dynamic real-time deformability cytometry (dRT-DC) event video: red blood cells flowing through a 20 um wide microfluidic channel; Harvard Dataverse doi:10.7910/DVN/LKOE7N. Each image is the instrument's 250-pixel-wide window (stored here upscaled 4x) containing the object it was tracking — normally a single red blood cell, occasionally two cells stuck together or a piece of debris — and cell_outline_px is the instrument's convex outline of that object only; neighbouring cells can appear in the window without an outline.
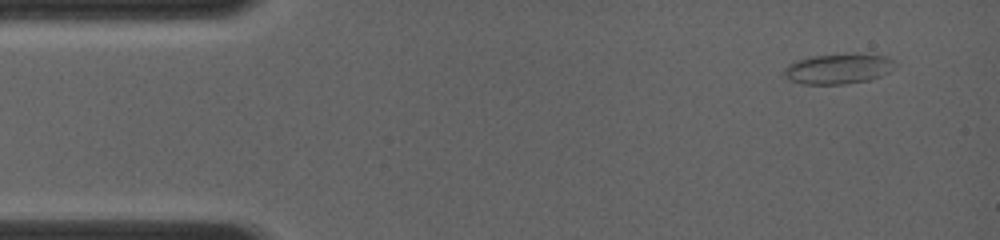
{"species": "common noctule bat (a hibernating species)", "species_latin": "Nyctalus noctula", "temperature_condition": "room temperature", "stored_images_in_passage": 26, "camera_frame_rate_fps": 4000, "um_per_image_px": 0.085, "animal": {"sex": "female", "body_mass_g": 19.0, "forearm_length_mm": 56.7}, "frame": {"image": 1, "passage_image": 1, "time_ms": 0.0, "image_size_px": [1000, 240], "cell_outline_px": [[900, 64], [888, 72], [880, 76], [868, 80], [844, 84], [804, 84], [788, 80], [784, 76], [784, 68], [788, 64], [796, 60], [812, 56], [884, 56]], "centroid_in_image_um": [71.21, 5.89], "position_along_channel_um": 13.8, "area_um2": 18.9}}
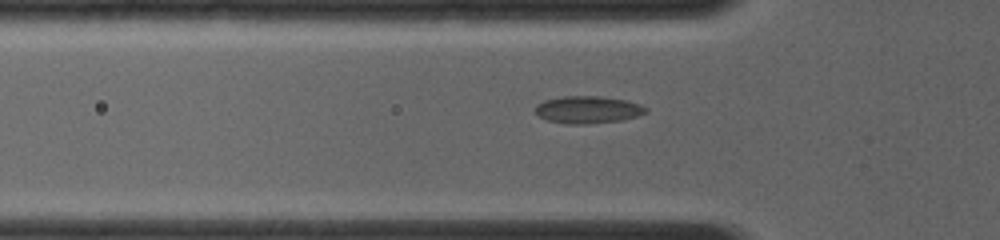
{"frame": {"image": 2, "passage_image": 15, "time_ms": 3.5, "image_size_px": [1000, 240], "cell_outline_px": [[648, 112], [624, 120], [588, 124], [564, 124], [548, 120], [540, 116], [536, 112], [536, 104], [544, 100], [564, 96], [600, 96], [624, 100], [640, 104], [648, 108]], "centroid_in_image_um": [49.98, 9.33], "position_along_channel_um": 75.8, "area_um2": 17.63}}
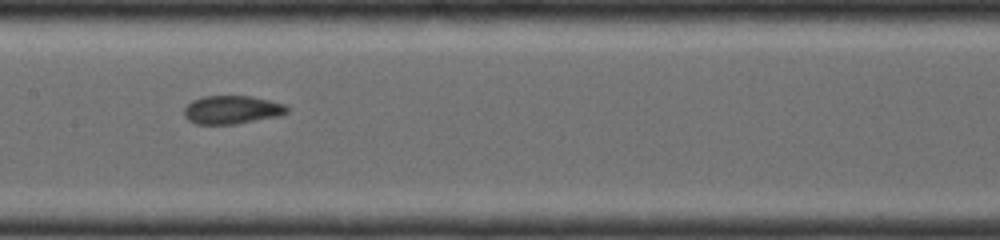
{"frame": {"image": 3, "passage_image": 25, "time_ms": 6.0, "image_size_px": [1000, 240], "cell_outline_px": [[288, 112], [280, 116], [232, 124], [196, 124], [188, 120], [184, 116], [184, 108], [192, 100], [204, 96], [252, 96], [284, 104], [288, 108]], "centroid_in_image_um": [19.7, 9.33], "position_along_channel_um": 187.7, "area_um2": 16.94}}